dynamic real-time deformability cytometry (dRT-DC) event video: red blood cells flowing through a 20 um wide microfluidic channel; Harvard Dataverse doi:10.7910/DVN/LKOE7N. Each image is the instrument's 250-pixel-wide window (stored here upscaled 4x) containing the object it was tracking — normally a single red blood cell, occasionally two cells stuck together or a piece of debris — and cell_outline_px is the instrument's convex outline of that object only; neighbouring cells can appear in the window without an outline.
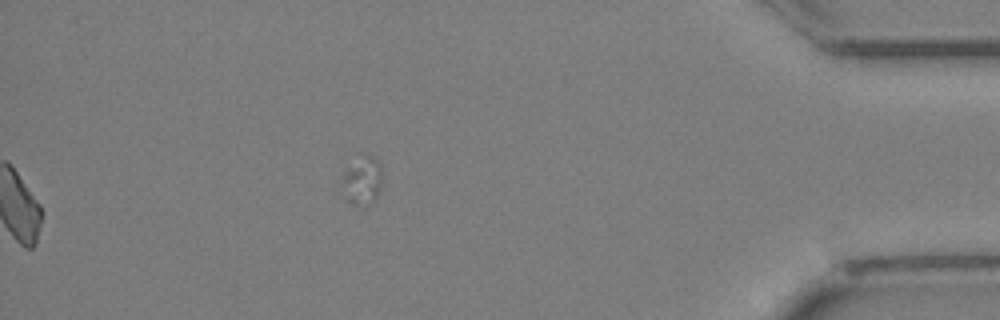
{"species": "Egyptian fruit bat (a non-hibernating species)", "species_latin": "Rousettus aegyptiacus", "temperature_condition": "cold", "stored_images_in_passage": 32, "segment_of_instrument_passage": [2, 2], "camera_frame_rate_fps": 3000, "um_per_image_px": 0.085, "animal": {"sex": "female"}, "frame": {"image": 1, "passage_image": 32, "time_ms": 10.333, "image_size_px": [1000, 320], "cell_outline_px": [[380, 192], [376, 200], [368, 204], [352, 204], [348, 200], [344, 180], [344, 172], [364, 152], [372, 156], [380, 164]], "centroid_in_image_um": [30.86, 15.32], "position_along_channel_um": 404.3, "area_um2": 10.69}}